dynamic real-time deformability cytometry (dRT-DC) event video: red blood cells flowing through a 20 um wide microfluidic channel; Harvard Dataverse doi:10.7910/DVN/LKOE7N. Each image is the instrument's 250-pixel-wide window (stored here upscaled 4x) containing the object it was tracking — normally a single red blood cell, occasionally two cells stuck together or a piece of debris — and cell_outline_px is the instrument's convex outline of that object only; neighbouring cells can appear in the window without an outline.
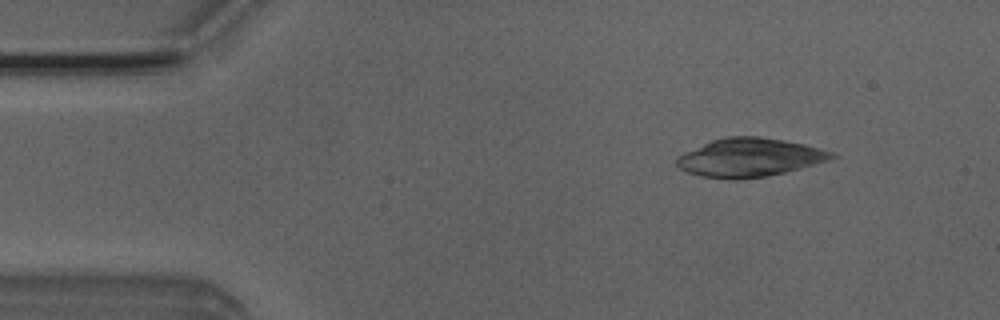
{"species": "Egyptian fruit bat (a non-hibernating species)", "species_latin": "Rousettus aegyptiacus", "temperature_condition": "room temperature", "stored_images_in_passage": 48, "camera_frame_rate_fps": 3000, "um_per_image_px": 0.085, "animal": {"sex": "male"}, "frame": {"image": 1, "passage_image": 4, "time_ms": 1.0, "image_size_px": [1000, 320], "cell_outline_px": [[836, 156], [828, 160], [800, 168], [768, 176], [736, 180], [732, 180], [700, 176], [688, 172], [680, 168], [676, 164], [676, 160], [684, 152], [712, 140], [728, 136], [760, 136], [784, 140], [804, 144], [820, 148], [832, 152]], "centroid_in_image_um": [63.69, 13.39], "position_along_channel_um": 21.3, "area_um2": 34.56}}